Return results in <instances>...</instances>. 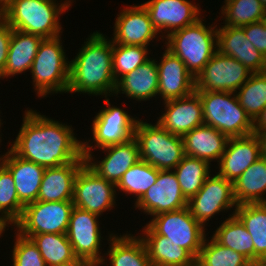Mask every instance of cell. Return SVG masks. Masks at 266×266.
<instances>
[{"label":"cell","instance_id":"7a4b0ae2","mask_svg":"<svg viewBox=\"0 0 266 266\" xmlns=\"http://www.w3.org/2000/svg\"><path fill=\"white\" fill-rule=\"evenodd\" d=\"M86 40L75 59L70 61L67 93L110 96L115 93L117 84L113 76V42L97 31Z\"/></svg>","mask_w":266,"mask_h":266},{"label":"cell","instance_id":"d590c367","mask_svg":"<svg viewBox=\"0 0 266 266\" xmlns=\"http://www.w3.org/2000/svg\"><path fill=\"white\" fill-rule=\"evenodd\" d=\"M238 90L236 96L240 105L254 121L266 106V71L252 73Z\"/></svg>","mask_w":266,"mask_h":266},{"label":"cell","instance_id":"b9f144b4","mask_svg":"<svg viewBox=\"0 0 266 266\" xmlns=\"http://www.w3.org/2000/svg\"><path fill=\"white\" fill-rule=\"evenodd\" d=\"M254 47L266 57V29L262 21L248 24L242 27Z\"/></svg>","mask_w":266,"mask_h":266},{"label":"cell","instance_id":"3957f363","mask_svg":"<svg viewBox=\"0 0 266 266\" xmlns=\"http://www.w3.org/2000/svg\"><path fill=\"white\" fill-rule=\"evenodd\" d=\"M71 4L70 0L63 3H56V0H6L0 16L18 31L55 38L62 33L58 17Z\"/></svg>","mask_w":266,"mask_h":266},{"label":"cell","instance_id":"7dc6e473","mask_svg":"<svg viewBox=\"0 0 266 266\" xmlns=\"http://www.w3.org/2000/svg\"><path fill=\"white\" fill-rule=\"evenodd\" d=\"M247 266H266V260L250 261Z\"/></svg>","mask_w":266,"mask_h":266},{"label":"cell","instance_id":"277c9868","mask_svg":"<svg viewBox=\"0 0 266 266\" xmlns=\"http://www.w3.org/2000/svg\"><path fill=\"white\" fill-rule=\"evenodd\" d=\"M203 21L200 18L165 37L166 48L185 63L194 78L218 51L217 25L206 27Z\"/></svg>","mask_w":266,"mask_h":266},{"label":"cell","instance_id":"d4e9b609","mask_svg":"<svg viewBox=\"0 0 266 266\" xmlns=\"http://www.w3.org/2000/svg\"><path fill=\"white\" fill-rule=\"evenodd\" d=\"M228 137L209 125H200L183 136L184 154L209 163L219 162L225 151Z\"/></svg>","mask_w":266,"mask_h":266},{"label":"cell","instance_id":"836d02e7","mask_svg":"<svg viewBox=\"0 0 266 266\" xmlns=\"http://www.w3.org/2000/svg\"><path fill=\"white\" fill-rule=\"evenodd\" d=\"M206 160L184 156L173 169L184 197L189 201L210 176V166Z\"/></svg>","mask_w":266,"mask_h":266},{"label":"cell","instance_id":"74e56055","mask_svg":"<svg viewBox=\"0 0 266 266\" xmlns=\"http://www.w3.org/2000/svg\"><path fill=\"white\" fill-rule=\"evenodd\" d=\"M24 205L19 201L14 178L0 162V213L9 225H14L22 216Z\"/></svg>","mask_w":266,"mask_h":266},{"label":"cell","instance_id":"ac0fdd59","mask_svg":"<svg viewBox=\"0 0 266 266\" xmlns=\"http://www.w3.org/2000/svg\"><path fill=\"white\" fill-rule=\"evenodd\" d=\"M112 42L121 45L147 47L159 34L152 25L149 14L141 5L127 6L115 20Z\"/></svg>","mask_w":266,"mask_h":266},{"label":"cell","instance_id":"1f68e13d","mask_svg":"<svg viewBox=\"0 0 266 266\" xmlns=\"http://www.w3.org/2000/svg\"><path fill=\"white\" fill-rule=\"evenodd\" d=\"M219 244L241 253L254 261V242L241 220L232 214L217 228L212 236Z\"/></svg>","mask_w":266,"mask_h":266},{"label":"cell","instance_id":"f1b7e54d","mask_svg":"<svg viewBox=\"0 0 266 266\" xmlns=\"http://www.w3.org/2000/svg\"><path fill=\"white\" fill-rule=\"evenodd\" d=\"M237 205L266 203V158L260 157L233 182Z\"/></svg>","mask_w":266,"mask_h":266},{"label":"cell","instance_id":"7c38bea8","mask_svg":"<svg viewBox=\"0 0 266 266\" xmlns=\"http://www.w3.org/2000/svg\"><path fill=\"white\" fill-rule=\"evenodd\" d=\"M188 207L195 220L203 227L215 214L237 207L233 183L216 173L208 177L201 189L188 201Z\"/></svg>","mask_w":266,"mask_h":266},{"label":"cell","instance_id":"8fae6325","mask_svg":"<svg viewBox=\"0 0 266 266\" xmlns=\"http://www.w3.org/2000/svg\"><path fill=\"white\" fill-rule=\"evenodd\" d=\"M116 194L114 183L99 177L84 164L75 179L72 201L74 206L100 216L114 207Z\"/></svg>","mask_w":266,"mask_h":266},{"label":"cell","instance_id":"d6986e66","mask_svg":"<svg viewBox=\"0 0 266 266\" xmlns=\"http://www.w3.org/2000/svg\"><path fill=\"white\" fill-rule=\"evenodd\" d=\"M158 66V95L164 101L184 98L195 92V78L185 63L170 50L162 54Z\"/></svg>","mask_w":266,"mask_h":266},{"label":"cell","instance_id":"ffe728a7","mask_svg":"<svg viewBox=\"0 0 266 266\" xmlns=\"http://www.w3.org/2000/svg\"><path fill=\"white\" fill-rule=\"evenodd\" d=\"M260 157V142L256 134L229 138L217 174L233 183Z\"/></svg>","mask_w":266,"mask_h":266},{"label":"cell","instance_id":"f5cc1de1","mask_svg":"<svg viewBox=\"0 0 266 266\" xmlns=\"http://www.w3.org/2000/svg\"><path fill=\"white\" fill-rule=\"evenodd\" d=\"M262 2L263 7L266 9V0H260Z\"/></svg>","mask_w":266,"mask_h":266},{"label":"cell","instance_id":"f546056e","mask_svg":"<svg viewBox=\"0 0 266 266\" xmlns=\"http://www.w3.org/2000/svg\"><path fill=\"white\" fill-rule=\"evenodd\" d=\"M109 236L107 250L110 266H151L145 245L140 237L123 234Z\"/></svg>","mask_w":266,"mask_h":266},{"label":"cell","instance_id":"7bdbcfd3","mask_svg":"<svg viewBox=\"0 0 266 266\" xmlns=\"http://www.w3.org/2000/svg\"><path fill=\"white\" fill-rule=\"evenodd\" d=\"M13 28L0 16V76L5 69Z\"/></svg>","mask_w":266,"mask_h":266},{"label":"cell","instance_id":"bcb514c9","mask_svg":"<svg viewBox=\"0 0 266 266\" xmlns=\"http://www.w3.org/2000/svg\"><path fill=\"white\" fill-rule=\"evenodd\" d=\"M254 134L257 135L260 142L261 157L266 158V131Z\"/></svg>","mask_w":266,"mask_h":266},{"label":"cell","instance_id":"30bf717a","mask_svg":"<svg viewBox=\"0 0 266 266\" xmlns=\"http://www.w3.org/2000/svg\"><path fill=\"white\" fill-rule=\"evenodd\" d=\"M252 72L235 58L217 51L195 78V91L235 92Z\"/></svg>","mask_w":266,"mask_h":266},{"label":"cell","instance_id":"ee69618b","mask_svg":"<svg viewBox=\"0 0 266 266\" xmlns=\"http://www.w3.org/2000/svg\"><path fill=\"white\" fill-rule=\"evenodd\" d=\"M266 131V106L253 121V133Z\"/></svg>","mask_w":266,"mask_h":266},{"label":"cell","instance_id":"4316f807","mask_svg":"<svg viewBox=\"0 0 266 266\" xmlns=\"http://www.w3.org/2000/svg\"><path fill=\"white\" fill-rule=\"evenodd\" d=\"M142 232L144 235L139 237L145 245L151 266H186L196 259L188 250L156 234L147 224Z\"/></svg>","mask_w":266,"mask_h":266},{"label":"cell","instance_id":"5b68a950","mask_svg":"<svg viewBox=\"0 0 266 266\" xmlns=\"http://www.w3.org/2000/svg\"><path fill=\"white\" fill-rule=\"evenodd\" d=\"M195 92L201 99L205 125L214 127L228 138L253 133V121L240 105L235 92Z\"/></svg>","mask_w":266,"mask_h":266},{"label":"cell","instance_id":"44dd1931","mask_svg":"<svg viewBox=\"0 0 266 266\" xmlns=\"http://www.w3.org/2000/svg\"><path fill=\"white\" fill-rule=\"evenodd\" d=\"M165 113L158 123L171 134L184 136L194 128L204 124L202 103L199 95H191L164 101Z\"/></svg>","mask_w":266,"mask_h":266},{"label":"cell","instance_id":"7402d4cb","mask_svg":"<svg viewBox=\"0 0 266 266\" xmlns=\"http://www.w3.org/2000/svg\"><path fill=\"white\" fill-rule=\"evenodd\" d=\"M217 45L221 54L235 58L252 73L266 71V57L247 40L242 27L217 28Z\"/></svg>","mask_w":266,"mask_h":266},{"label":"cell","instance_id":"816d5d0a","mask_svg":"<svg viewBox=\"0 0 266 266\" xmlns=\"http://www.w3.org/2000/svg\"><path fill=\"white\" fill-rule=\"evenodd\" d=\"M261 21L264 24V27L266 29V13H265V16L261 19Z\"/></svg>","mask_w":266,"mask_h":266},{"label":"cell","instance_id":"f35d334b","mask_svg":"<svg viewBox=\"0 0 266 266\" xmlns=\"http://www.w3.org/2000/svg\"><path fill=\"white\" fill-rule=\"evenodd\" d=\"M148 48L143 46L121 45L113 42V76L116 82L125 74L137 69L150 58Z\"/></svg>","mask_w":266,"mask_h":266},{"label":"cell","instance_id":"e575fe53","mask_svg":"<svg viewBox=\"0 0 266 266\" xmlns=\"http://www.w3.org/2000/svg\"><path fill=\"white\" fill-rule=\"evenodd\" d=\"M159 171L146 161L139 160L123 174L116 184V191L119 188L127 194L133 193L138 201L155 184Z\"/></svg>","mask_w":266,"mask_h":266},{"label":"cell","instance_id":"9c48e42d","mask_svg":"<svg viewBox=\"0 0 266 266\" xmlns=\"http://www.w3.org/2000/svg\"><path fill=\"white\" fill-rule=\"evenodd\" d=\"M147 225L156 234L166 237L198 258L206 237L205 227L193 218L188 206L157 214Z\"/></svg>","mask_w":266,"mask_h":266},{"label":"cell","instance_id":"ba28073f","mask_svg":"<svg viewBox=\"0 0 266 266\" xmlns=\"http://www.w3.org/2000/svg\"><path fill=\"white\" fill-rule=\"evenodd\" d=\"M73 201H35L24 206L21 218L13 225L22 236L66 234Z\"/></svg>","mask_w":266,"mask_h":266},{"label":"cell","instance_id":"52a82bcc","mask_svg":"<svg viewBox=\"0 0 266 266\" xmlns=\"http://www.w3.org/2000/svg\"><path fill=\"white\" fill-rule=\"evenodd\" d=\"M134 138L139 144L140 160L159 170H173L185 156L183 137L171 134L158 122L138 119Z\"/></svg>","mask_w":266,"mask_h":266},{"label":"cell","instance_id":"8d00e7d4","mask_svg":"<svg viewBox=\"0 0 266 266\" xmlns=\"http://www.w3.org/2000/svg\"><path fill=\"white\" fill-rule=\"evenodd\" d=\"M224 3L221 14L227 26L243 27L259 22L266 13L260 0H225Z\"/></svg>","mask_w":266,"mask_h":266},{"label":"cell","instance_id":"83f0119b","mask_svg":"<svg viewBox=\"0 0 266 266\" xmlns=\"http://www.w3.org/2000/svg\"><path fill=\"white\" fill-rule=\"evenodd\" d=\"M43 39L42 36L13 29L5 69L0 78L30 70Z\"/></svg>","mask_w":266,"mask_h":266},{"label":"cell","instance_id":"2e32d148","mask_svg":"<svg viewBox=\"0 0 266 266\" xmlns=\"http://www.w3.org/2000/svg\"><path fill=\"white\" fill-rule=\"evenodd\" d=\"M188 206L178 179L172 170H160L155 184L135 201V208L155 216L163 212L176 211Z\"/></svg>","mask_w":266,"mask_h":266},{"label":"cell","instance_id":"9a60e30c","mask_svg":"<svg viewBox=\"0 0 266 266\" xmlns=\"http://www.w3.org/2000/svg\"><path fill=\"white\" fill-rule=\"evenodd\" d=\"M109 97L105 99L106 108L100 110L93 119L92 133L94 148L122 144L134 137L137 119L117 106L111 107Z\"/></svg>","mask_w":266,"mask_h":266},{"label":"cell","instance_id":"e0dca14e","mask_svg":"<svg viewBox=\"0 0 266 266\" xmlns=\"http://www.w3.org/2000/svg\"><path fill=\"white\" fill-rule=\"evenodd\" d=\"M142 5L154 28L159 34L167 32L166 37L201 18L198 6L188 0H149Z\"/></svg>","mask_w":266,"mask_h":266},{"label":"cell","instance_id":"603a6c76","mask_svg":"<svg viewBox=\"0 0 266 266\" xmlns=\"http://www.w3.org/2000/svg\"><path fill=\"white\" fill-rule=\"evenodd\" d=\"M0 162L14 178L19 201L24 206L37 201L45 168L17 156L11 149L0 157Z\"/></svg>","mask_w":266,"mask_h":266},{"label":"cell","instance_id":"5bb4252c","mask_svg":"<svg viewBox=\"0 0 266 266\" xmlns=\"http://www.w3.org/2000/svg\"><path fill=\"white\" fill-rule=\"evenodd\" d=\"M92 146L89 144V140L83 142L85 164L99 177L115 185L119 182L123 174L140 160L139 144L134 137L122 144L102 148V151H107L108 153L99 162H92L91 149H94Z\"/></svg>","mask_w":266,"mask_h":266},{"label":"cell","instance_id":"484cf974","mask_svg":"<svg viewBox=\"0 0 266 266\" xmlns=\"http://www.w3.org/2000/svg\"><path fill=\"white\" fill-rule=\"evenodd\" d=\"M150 58L137 69L122 76L116 84L115 94H126L137 101H147L158 94V66Z\"/></svg>","mask_w":266,"mask_h":266},{"label":"cell","instance_id":"4dcf8cb0","mask_svg":"<svg viewBox=\"0 0 266 266\" xmlns=\"http://www.w3.org/2000/svg\"><path fill=\"white\" fill-rule=\"evenodd\" d=\"M235 214L254 242V261L266 260V203L237 205Z\"/></svg>","mask_w":266,"mask_h":266},{"label":"cell","instance_id":"60d3db41","mask_svg":"<svg viewBox=\"0 0 266 266\" xmlns=\"http://www.w3.org/2000/svg\"><path fill=\"white\" fill-rule=\"evenodd\" d=\"M12 249L13 266H47L37 246L30 238L16 233Z\"/></svg>","mask_w":266,"mask_h":266},{"label":"cell","instance_id":"681fc988","mask_svg":"<svg viewBox=\"0 0 266 266\" xmlns=\"http://www.w3.org/2000/svg\"><path fill=\"white\" fill-rule=\"evenodd\" d=\"M186 266H203L197 259H195L192 263Z\"/></svg>","mask_w":266,"mask_h":266},{"label":"cell","instance_id":"c3c4849f","mask_svg":"<svg viewBox=\"0 0 266 266\" xmlns=\"http://www.w3.org/2000/svg\"><path fill=\"white\" fill-rule=\"evenodd\" d=\"M8 226V224L1 218L0 216V236L5 231V228Z\"/></svg>","mask_w":266,"mask_h":266},{"label":"cell","instance_id":"cb8c5ba5","mask_svg":"<svg viewBox=\"0 0 266 266\" xmlns=\"http://www.w3.org/2000/svg\"><path fill=\"white\" fill-rule=\"evenodd\" d=\"M84 164L85 159H77L58 167L45 168L37 200L72 201L75 179Z\"/></svg>","mask_w":266,"mask_h":266},{"label":"cell","instance_id":"f6af8a7d","mask_svg":"<svg viewBox=\"0 0 266 266\" xmlns=\"http://www.w3.org/2000/svg\"><path fill=\"white\" fill-rule=\"evenodd\" d=\"M62 266H100L98 262L91 259H80L77 258L74 262L65 264Z\"/></svg>","mask_w":266,"mask_h":266},{"label":"cell","instance_id":"d6a6232c","mask_svg":"<svg viewBox=\"0 0 266 266\" xmlns=\"http://www.w3.org/2000/svg\"><path fill=\"white\" fill-rule=\"evenodd\" d=\"M30 239L39 249L47 266H62L77 259L67 234L42 233L32 235Z\"/></svg>","mask_w":266,"mask_h":266},{"label":"cell","instance_id":"4fadbf2b","mask_svg":"<svg viewBox=\"0 0 266 266\" xmlns=\"http://www.w3.org/2000/svg\"><path fill=\"white\" fill-rule=\"evenodd\" d=\"M98 217L95 213L74 206L66 234L77 258L91 259L103 265L105 257L100 255L102 238Z\"/></svg>","mask_w":266,"mask_h":266},{"label":"cell","instance_id":"f907efd6","mask_svg":"<svg viewBox=\"0 0 266 266\" xmlns=\"http://www.w3.org/2000/svg\"><path fill=\"white\" fill-rule=\"evenodd\" d=\"M6 0H0V11L4 8Z\"/></svg>","mask_w":266,"mask_h":266},{"label":"cell","instance_id":"ab89813d","mask_svg":"<svg viewBox=\"0 0 266 266\" xmlns=\"http://www.w3.org/2000/svg\"><path fill=\"white\" fill-rule=\"evenodd\" d=\"M205 237L197 260L203 266H247L250 262L241 253L219 244L213 237Z\"/></svg>","mask_w":266,"mask_h":266},{"label":"cell","instance_id":"6da1fadb","mask_svg":"<svg viewBox=\"0 0 266 266\" xmlns=\"http://www.w3.org/2000/svg\"><path fill=\"white\" fill-rule=\"evenodd\" d=\"M71 127L46 118L35 110H27L10 149L17 156L44 168L58 167L77 159H85L83 141L74 136V129Z\"/></svg>","mask_w":266,"mask_h":266},{"label":"cell","instance_id":"8992f818","mask_svg":"<svg viewBox=\"0 0 266 266\" xmlns=\"http://www.w3.org/2000/svg\"><path fill=\"white\" fill-rule=\"evenodd\" d=\"M61 37L44 38L32 63L35 92L38 97H47L50 93H66L69 86L70 62L66 61ZM69 63V64H68Z\"/></svg>","mask_w":266,"mask_h":266}]
</instances>
